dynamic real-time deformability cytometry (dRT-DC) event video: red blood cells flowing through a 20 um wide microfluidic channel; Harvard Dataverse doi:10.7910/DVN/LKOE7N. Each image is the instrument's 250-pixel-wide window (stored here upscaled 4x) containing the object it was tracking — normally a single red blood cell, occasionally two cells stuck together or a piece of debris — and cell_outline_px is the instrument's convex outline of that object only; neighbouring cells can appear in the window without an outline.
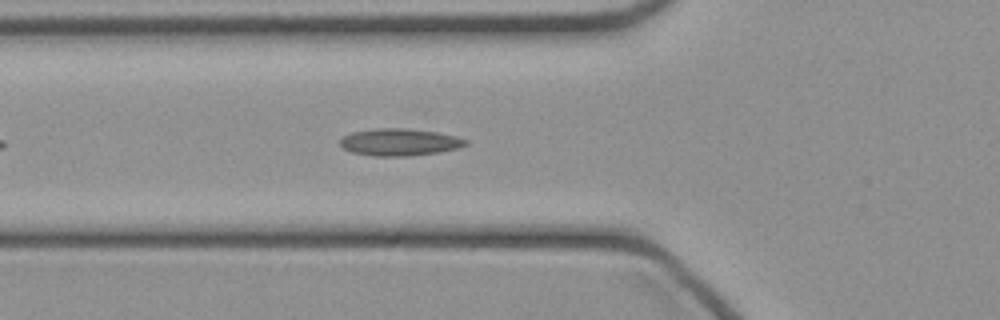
{"species": "common noctule bat (a hibernating species)", "species_latin": "Nyctalus noctula", "temperature_condition": "cold", "stored_images_in_passage": 36, "camera_frame_rate_fps": 3000, "um_per_image_px": 0.085, "animal": {"sex": "female", "body_mass_g": 21.9}, "frame": {"image": 1, "passage_image": 6, "time_ms": 1.667, "image_size_px": [1000, 320], "cell_outline_px": [[468, 144], [460, 148], [440, 152], [408, 156], [372, 156], [352, 152], [344, 148], [340, 144], [340, 140], [344, 136], [352, 132], [376, 128], [404, 128], [436, 132], [456, 136], [468, 140]], "centroid_in_image_um": [33.99, 12.08], "position_along_channel_um": 91.8, "area_um2": 19.88}}
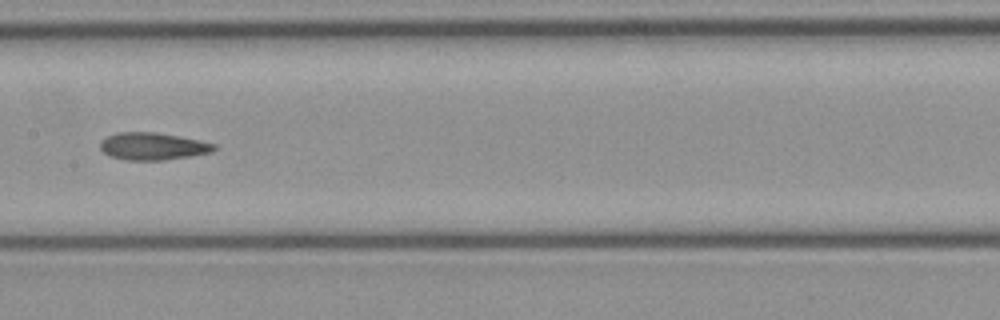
{"frame": {"image": 2, "passage_image": 13, "time_ms": 4.0, "image_size_px": [1000, 320], "cell_outline_px": [[216, 148], [212, 152], [164, 160], [124, 160], [112, 156], [104, 152], [100, 148], [100, 140], [116, 132], [156, 132], [216, 144]], "centroid_in_image_um": [12.94, 12.43], "position_along_channel_um": 194.5, "area_um2": 17.92}}
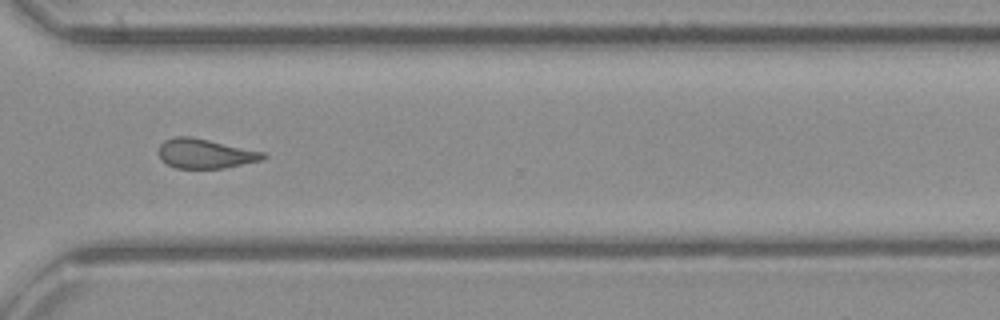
{"frame": {"image": 3, "passage_image": 24, "time_ms": 7.667, "image_size_px": [1000, 320], "cell_outline_px": [[268, 156], [260, 160], [224, 168], [176, 168], [160, 160], [156, 152], [160, 144], [164, 140], [176, 136], [192, 136], [264, 152]], "centroid_in_image_um": [17.38, 13.04], "position_along_channel_um": 353.2, "area_um2": 18.09}}